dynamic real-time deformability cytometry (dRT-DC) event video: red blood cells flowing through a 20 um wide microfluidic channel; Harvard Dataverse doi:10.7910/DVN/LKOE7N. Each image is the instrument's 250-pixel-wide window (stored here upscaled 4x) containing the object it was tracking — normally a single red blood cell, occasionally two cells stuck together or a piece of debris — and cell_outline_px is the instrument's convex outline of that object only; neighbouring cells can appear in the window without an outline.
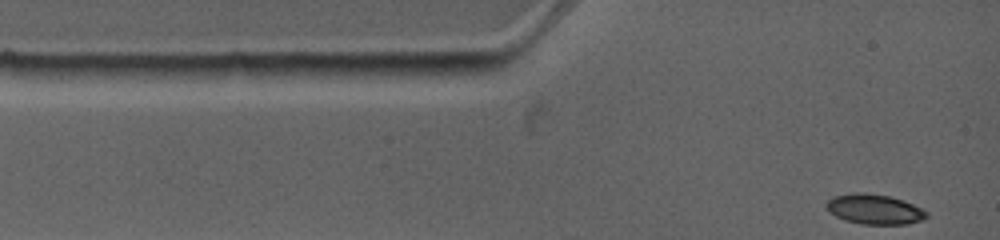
{"species": "common noctule bat (a hibernating species)", "species_latin": "Nyctalus noctula", "temperature_condition": "warm", "stored_images_in_passage": 5, "camera_frame_rate_fps": 4500, "um_per_image_px": 0.085, "animal": {"sex": "female", "body_mass_g": 19.0, "forearm_length_mm": 53.3}, "frame": {"image": 1, "passage_image": 1, "time_ms": 0.0, "image_size_px": [1000, 240], "cell_outline_px": [[928, 216], [924, 220], [904, 224], [860, 224], [844, 220], [828, 212], [824, 204], [832, 196], [856, 192], [864, 192], [888, 196], [904, 200], [928, 212]], "centroid_in_image_um": [74.29, 17.78], "position_along_channel_um": 10.7, "area_um2": 17.69}}
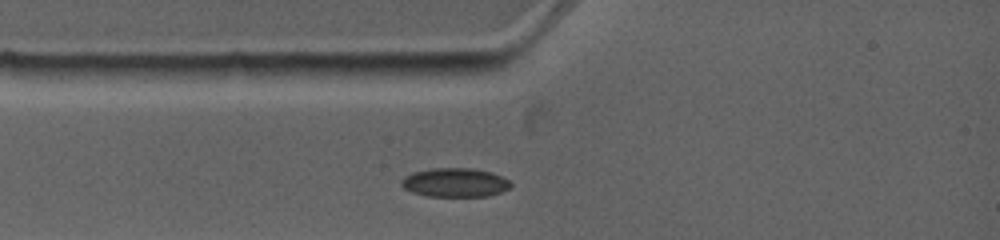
{"frame": {"image": 2, "passage_image": 3, "time_ms": 1.778, "image_size_px": [1000, 240], "cell_outline_px": [[512, 184], [508, 188], [500, 192], [488, 196], [428, 196], [412, 192], [404, 188], [400, 184], [400, 180], [404, 176], [412, 172], [432, 168], [472, 168], [492, 172], [508, 180]], "centroid_in_image_um": [38.64, 15.5], "position_along_channel_um": 46.4, "area_um2": 18.44}}